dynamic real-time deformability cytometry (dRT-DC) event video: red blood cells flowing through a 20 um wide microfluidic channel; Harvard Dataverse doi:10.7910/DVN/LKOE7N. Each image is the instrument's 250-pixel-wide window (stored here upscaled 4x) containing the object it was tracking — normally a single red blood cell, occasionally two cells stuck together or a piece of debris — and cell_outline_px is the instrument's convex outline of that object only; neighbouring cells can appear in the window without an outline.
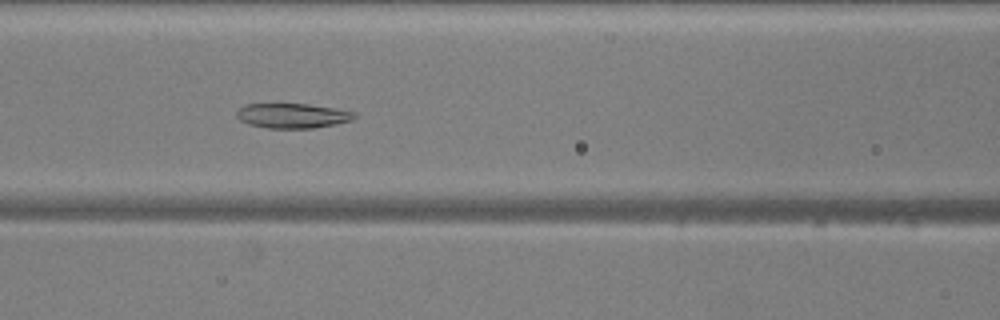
{"species": "common noctule bat (a hibernating species)", "species_latin": "Nyctalus noctula", "temperature_condition": "warm", "stored_images_in_passage": 41, "camera_frame_rate_fps": 3000, "um_per_image_px": 0.085, "animal": {"sex": "male", "body_mass_g": 20.5, "forearm_length_mm": 52.5}, "frame": {"image": 1, "passage_image": 22, "time_ms": 7.0, "image_size_px": [1000, 320], "cell_outline_px": [[356, 116], [352, 120], [312, 128], [268, 128], [248, 124], [240, 120], [236, 116], [236, 112], [244, 104], [308, 104], [356, 112]], "centroid_in_image_um": [24.82, 9.83], "position_along_channel_um": 141.8, "area_um2": 16.82}}
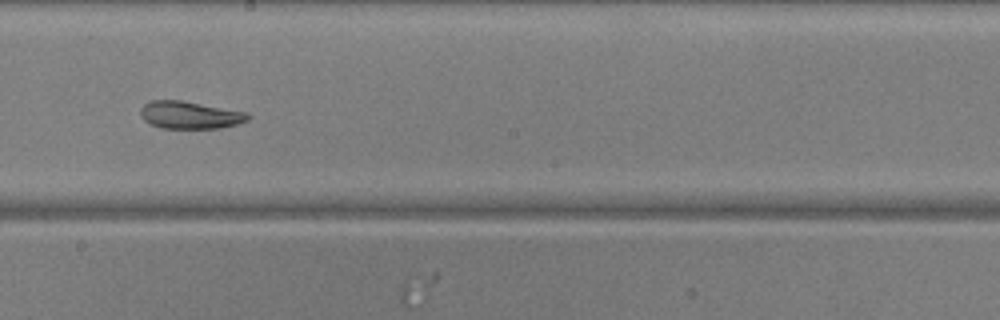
{"frame": {"image": 2, "passage_image": 29, "time_ms": 9.333, "image_size_px": [1000, 320], "cell_outline_px": [[252, 116], [248, 120], [236, 124], [220, 128], [160, 128], [148, 124], [140, 116], [140, 108], [148, 100], [180, 100], [248, 112]], "centroid_in_image_um": [16.11, 9.77], "position_along_channel_um": 232.1, "area_um2": 17.4}}
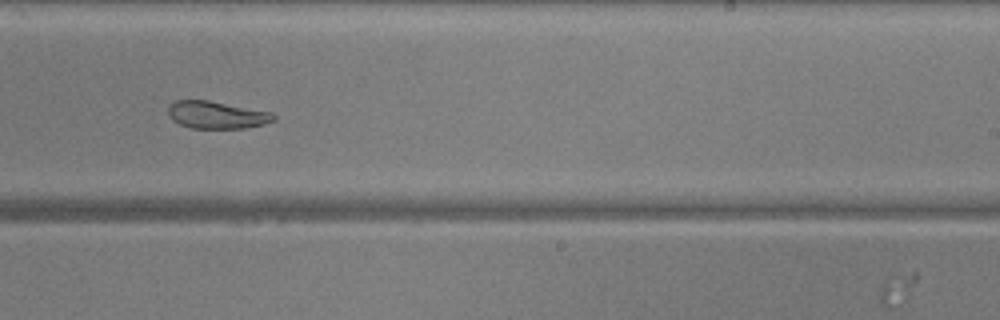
{"frame": {"image": 3, "passage_image": 32, "time_ms": 10.333, "image_size_px": [1000, 320], "cell_outline_px": [[276, 120], [264, 124], [244, 128], [192, 128], [180, 124], [172, 120], [168, 116], [168, 104], [176, 100], [208, 100], [272, 112], [276, 116]], "centroid_in_image_um": [18.41, 9.76], "position_along_channel_um": 270.6, "area_um2": 16.94}, "authors_computed_cell_mechanics": {"area_um2": 18.207, "velocity_mm_per_s": 3.875, "shape_relaxation_time_tau1_ms": null, "shape_relaxation_time_tau2_ms": 4.4018, "deformation_change_tau1": null, "deformation_change_tau2": 0.0995}}